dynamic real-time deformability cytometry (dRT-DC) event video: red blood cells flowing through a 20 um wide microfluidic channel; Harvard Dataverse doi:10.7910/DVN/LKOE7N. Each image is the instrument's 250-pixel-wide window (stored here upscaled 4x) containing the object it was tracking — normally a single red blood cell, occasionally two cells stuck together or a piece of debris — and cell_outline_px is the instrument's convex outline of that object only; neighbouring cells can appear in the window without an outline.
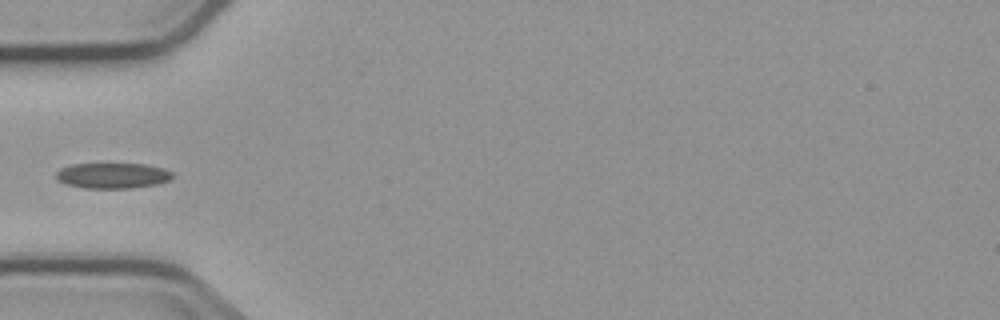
{"species": "common noctule bat (a hibernating species)", "species_latin": "Nyctalus noctula", "temperature_condition": "cold", "stored_images_in_passage": 4, "camera_frame_rate_fps": 3000, "um_per_image_px": 0.085, "animal": {"sex": "male", "body_mass_g": 23.1, "forearm_length_mm": 52.7}, "frame": {"image": 1, "passage_image": 3, "time_ms": 2.333, "image_size_px": [1000, 320], "cell_outline_px": [[172, 176], [168, 180], [156, 184], [132, 188], [84, 188], [64, 184], [56, 180], [56, 172], [60, 168], [72, 164], [144, 164], [164, 168], [172, 172]], "centroid_in_image_um": [9.52, 14.93], "position_along_channel_um": 75.5, "area_um2": 17.34}}
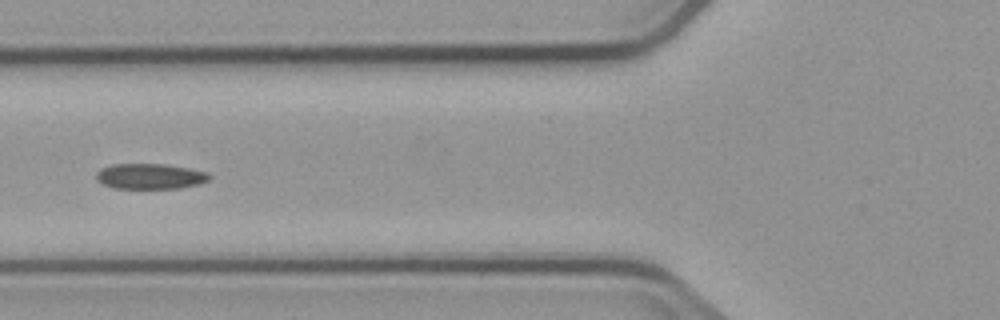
{"frame": {"image": 2, "passage_image": 4, "time_ms": 3.333, "image_size_px": [1000, 320], "cell_outline_px": [[212, 176], [208, 180], [200, 184], [180, 188], [116, 188], [104, 184], [96, 180], [96, 172], [100, 168], [112, 164], [164, 164], [188, 168], [208, 172]], "centroid_in_image_um": [12.77, 14.98], "position_along_channel_um": 113.0, "area_um2": 16.82}}